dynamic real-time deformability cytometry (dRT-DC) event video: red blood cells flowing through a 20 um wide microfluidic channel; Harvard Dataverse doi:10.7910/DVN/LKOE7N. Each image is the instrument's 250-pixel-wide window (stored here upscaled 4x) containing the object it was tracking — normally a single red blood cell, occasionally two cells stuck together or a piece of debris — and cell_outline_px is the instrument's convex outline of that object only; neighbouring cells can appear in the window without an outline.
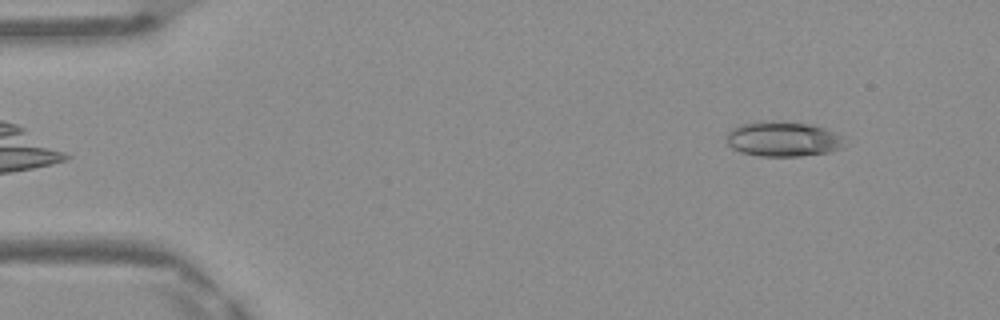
{"species": "Egyptian fruit bat (a non-hibernating species)", "species_latin": "Rousettus aegyptiacus", "temperature_condition": "warm", "stored_images_in_passage": 44, "camera_frame_rate_fps": 3000, "um_per_image_px": 0.085, "frame": {"image": 1, "passage_image": 1, "time_ms": 0.0, "image_size_px": [1000, 320], "cell_outline_px": [[848, 144], [844, 148], [828, 152], [800, 156], [760, 156], [740, 152], [732, 148], [728, 144], [728, 132], [732, 128], [740, 124], [764, 120], [772, 120], [812, 124], [824, 128], [844, 136]], "centroid_in_image_um": [66.62, 11.81], "position_along_channel_um": 18.4, "area_um2": 24.51}}
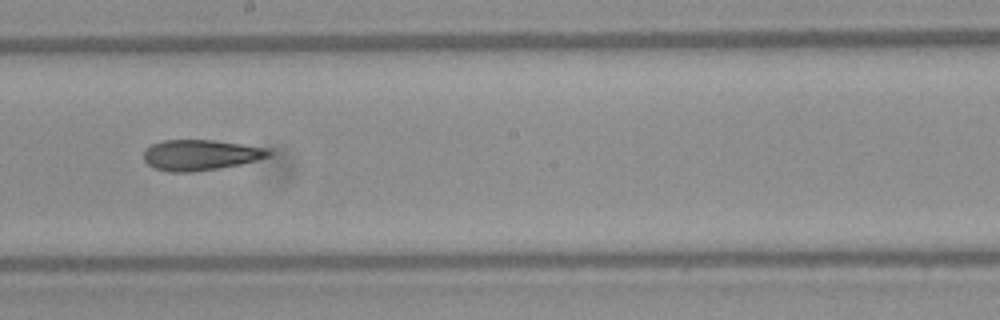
{"frame": {"image": 2, "passage_image": 23, "time_ms": 7.333, "image_size_px": [1000, 320], "cell_outline_px": [[272, 152], [268, 156], [256, 160], [240, 164], [192, 172], [168, 172], [156, 168], [148, 164], [144, 160], [144, 152], [152, 144], [164, 140], [216, 140], [264, 148]], "centroid_in_image_um": [17.0, 13.17], "position_along_channel_um": 231.2, "area_um2": 21.91}}
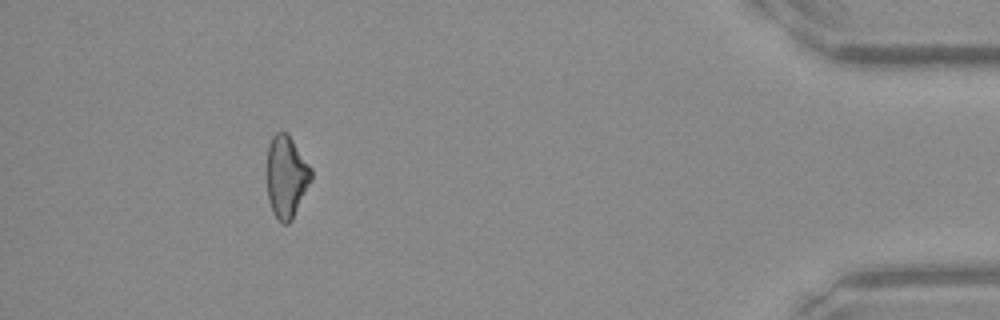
{"frame": {"image": 3, "passage_image": 40, "time_ms": 13.0, "image_size_px": [1000, 320], "cell_outline_px": [[312, 180], [292, 220], [288, 224], [284, 224], [272, 212], [268, 200], [268, 144], [272, 136], [276, 132], [288, 132], [312, 168]], "centroid_in_image_um": [24.36, 15.0], "position_along_channel_um": 410.8, "area_um2": 21.27}, "authors_computed_cell_mechanics": {"area_um2": 22.1374, "velocity_mm_per_s": 4.1965, "shape_relaxation_time_tau1_ms": 7.2282, "shape_relaxation_time_tau2_ms": 6.0321, "deformation_change_tau1": 0.1722, "deformation_change_tau2": 0.1567}}